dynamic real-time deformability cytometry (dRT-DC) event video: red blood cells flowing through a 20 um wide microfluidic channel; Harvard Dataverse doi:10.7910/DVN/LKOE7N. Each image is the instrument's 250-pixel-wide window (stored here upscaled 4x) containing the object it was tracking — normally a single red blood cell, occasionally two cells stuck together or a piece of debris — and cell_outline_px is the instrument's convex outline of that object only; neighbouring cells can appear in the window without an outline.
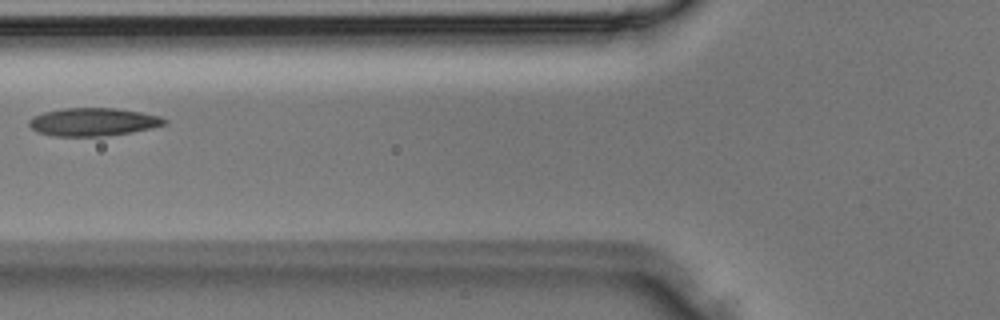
{"species": "Egyptian fruit bat (a non-hibernating species)", "species_latin": "Rousettus aegyptiacus", "temperature_condition": "room temperature", "stored_images_in_passage": 4, "camera_frame_rate_fps": 3000, "um_per_image_px": 0.085, "animal": {"sex": "male"}, "frame": {"image": 1, "passage_image": 4, "time_ms": 1.0, "image_size_px": [1000, 320], "cell_outline_px": [[168, 120], [164, 124], [152, 128], [132, 132], [104, 136], [52, 136], [36, 132], [28, 124], [28, 120], [32, 116], [44, 112], [64, 108], [116, 108], [140, 112], [160, 116]], "centroid_in_image_um": [7.88, 10.36], "position_along_channel_um": 117.9, "area_um2": 22.2}}